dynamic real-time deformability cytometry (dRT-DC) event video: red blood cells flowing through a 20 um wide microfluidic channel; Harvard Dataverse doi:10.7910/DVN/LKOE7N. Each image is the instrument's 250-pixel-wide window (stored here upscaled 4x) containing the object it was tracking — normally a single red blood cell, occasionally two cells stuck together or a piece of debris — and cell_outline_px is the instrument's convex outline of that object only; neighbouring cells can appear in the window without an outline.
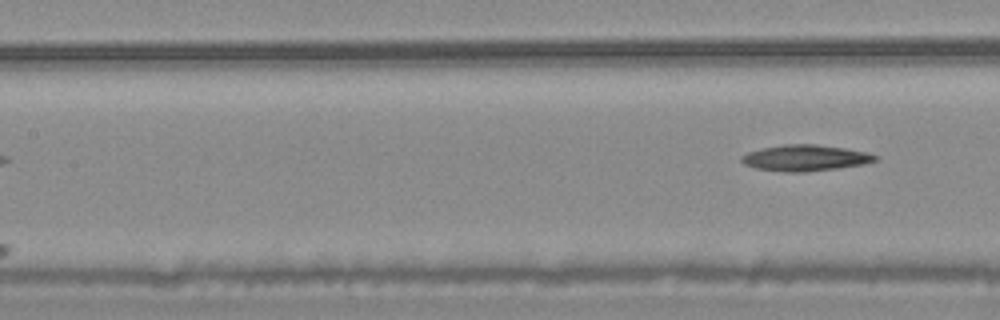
{"species": "common noctule bat (a hibernating species)", "species_latin": "Nyctalus noctula", "temperature_condition": "warm", "stored_images_in_passage": 7, "camera_frame_rate_fps": 3000, "um_per_image_px": 0.085, "animal": {"sex": "male", "body_mass_g": 20.4}, "frame": {"image": 1, "passage_image": 7, "time_ms": 2.0, "image_size_px": [1000, 320], "cell_outline_px": [[880, 156], [876, 160], [864, 164], [836, 168], [804, 172], [784, 172], [756, 168], [744, 164], [740, 160], [740, 156], [748, 152], [760, 148], [784, 144], [816, 144], [844, 148], [868, 152]], "centroid_in_image_um": [68.43, 13.42], "position_along_channel_um": 139.0, "area_um2": 20.4}}